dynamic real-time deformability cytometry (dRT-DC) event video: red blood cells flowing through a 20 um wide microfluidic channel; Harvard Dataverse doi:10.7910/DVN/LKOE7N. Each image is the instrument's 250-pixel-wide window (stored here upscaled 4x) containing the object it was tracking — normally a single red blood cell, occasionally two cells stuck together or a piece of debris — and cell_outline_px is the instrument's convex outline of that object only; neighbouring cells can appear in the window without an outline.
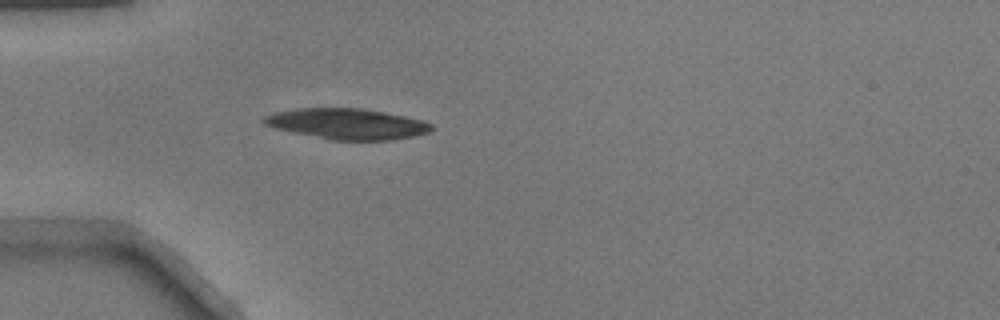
{"species": "common noctule bat (a hibernating species)", "species_latin": "Nyctalus noctula", "temperature_condition": "warm", "stored_images_in_passage": 36, "camera_frame_rate_fps": 3000, "um_per_image_px": 0.085, "animal": {"sex": "male", "body_mass_g": 17.9}, "frame": {"image": 1, "passage_image": 1, "time_ms": 0.0, "image_size_px": [1000, 320], "cell_outline_px": [[432, 128], [428, 132], [416, 136], [392, 140], [332, 140], [276, 128], [264, 124], [260, 120], [264, 116], [276, 112], [300, 108], [364, 108], [404, 116], [420, 120], [432, 124]], "centroid_in_image_um": [29.51, 10.53], "position_along_channel_um": 55.5, "area_um2": 29.77}}
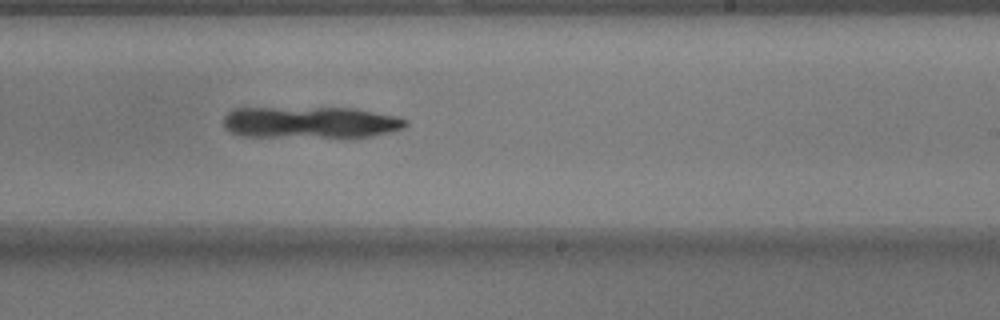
{"frame": {"image": 2, "passage_image": 17, "time_ms": 5.333, "image_size_px": [1000, 320], "cell_outline_px": [[408, 124], [404, 128], [372, 136], [240, 136], [228, 132], [224, 128], [224, 116], [232, 108], [356, 108], [396, 116], [408, 120]], "centroid_in_image_um": [26.35, 10.39], "position_along_channel_um": 262.6, "area_um2": 33.41}}
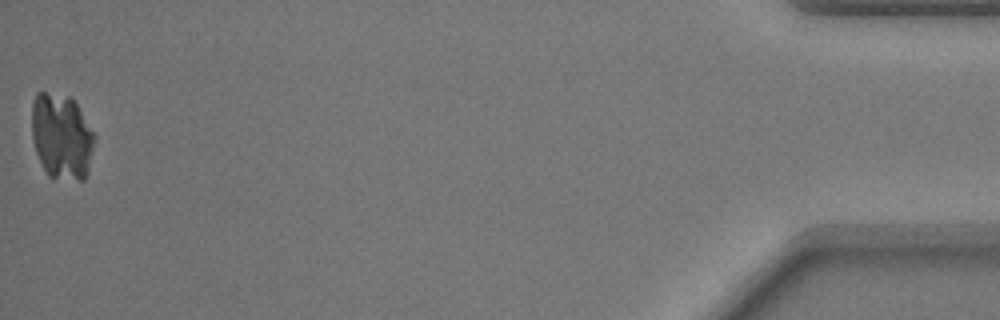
{"frame": {"image": 3, "passage_image": 36, "time_ms": 11.667, "image_size_px": [1000, 320], "cell_outline_px": [[96, 140], [88, 172], [84, 180], [76, 180], [48, 176], [36, 152], [32, 136], [32, 100], [36, 92], [44, 92], [72, 96], [96, 136]], "centroid_in_image_um": [5.25, 11.57], "position_along_channel_um": 429.9, "area_um2": 31.67}}